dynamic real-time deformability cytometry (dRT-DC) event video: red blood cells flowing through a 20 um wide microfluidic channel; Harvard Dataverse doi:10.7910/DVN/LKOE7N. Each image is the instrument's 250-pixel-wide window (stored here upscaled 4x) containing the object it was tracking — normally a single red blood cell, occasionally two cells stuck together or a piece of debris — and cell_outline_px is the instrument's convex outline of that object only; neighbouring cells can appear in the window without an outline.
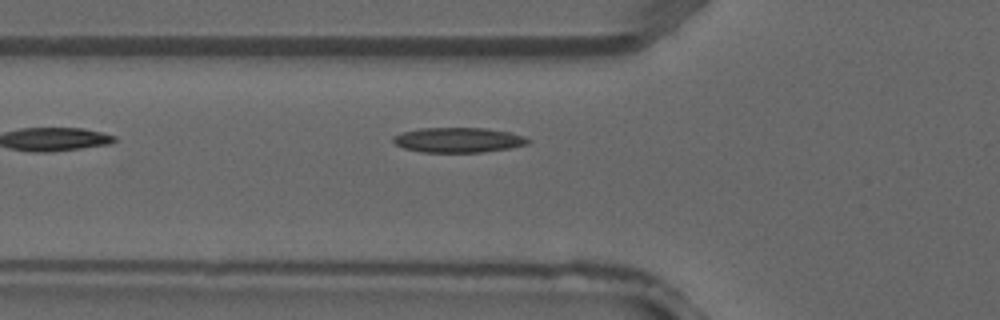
{"species": "common noctule bat (a hibernating species)", "species_latin": "Nyctalus noctula", "temperature_condition": "warm", "stored_images_in_passage": 3, "segment_of_instrument_passage": [1, 2], "camera_frame_rate_fps": 3000, "um_per_image_px": 0.085, "animal": {"sex": "male", "forearm_length_mm": 52.5}, "frame": {"image": 1, "passage_image": 2, "time_ms": 0.333, "image_size_px": [1000, 320], "cell_outline_px": [[532, 140], [528, 144], [512, 148], [484, 152], [420, 152], [404, 148], [396, 144], [392, 140], [392, 136], [404, 132], [420, 128], [484, 128], [512, 132], [524, 136]], "centroid_in_image_um": [39.0, 11.9], "position_along_channel_um": 86.8, "area_um2": 19.77}}